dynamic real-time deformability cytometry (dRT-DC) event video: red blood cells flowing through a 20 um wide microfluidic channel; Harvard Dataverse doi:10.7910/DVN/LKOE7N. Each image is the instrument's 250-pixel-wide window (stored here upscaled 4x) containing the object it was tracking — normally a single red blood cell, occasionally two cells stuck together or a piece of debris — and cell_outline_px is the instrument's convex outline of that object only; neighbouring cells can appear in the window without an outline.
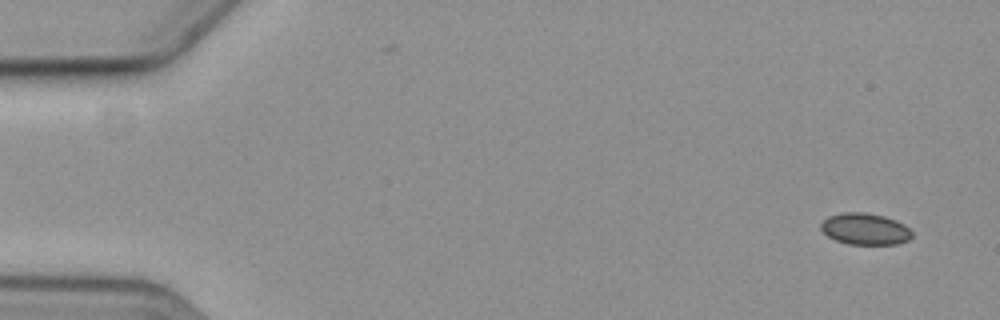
{"species": "common noctule bat (a hibernating species)", "species_latin": "Nyctalus noctula", "temperature_condition": "cold", "stored_images_in_passage": 6, "segment_of_instrument_passage": [2, 2], "camera_frame_rate_fps": 3000, "um_per_image_px": 0.085, "animal": {"sex": "female", "body_mass_g": 19.3, "forearm_length_mm": 54.1}, "frame": {"image": 1, "passage_image": 6, "time_ms": 6.667, "image_size_px": [1000, 320], "cell_outline_px": [[912, 236], [908, 240], [896, 244], [848, 244], [836, 240], [828, 236], [820, 228], [820, 224], [828, 216], [844, 212], [864, 212], [884, 216], [896, 220], [904, 224], [912, 232]], "centroid_in_image_um": [73.53, 19.45], "position_along_channel_um": 11.5, "area_um2": 16.7}}